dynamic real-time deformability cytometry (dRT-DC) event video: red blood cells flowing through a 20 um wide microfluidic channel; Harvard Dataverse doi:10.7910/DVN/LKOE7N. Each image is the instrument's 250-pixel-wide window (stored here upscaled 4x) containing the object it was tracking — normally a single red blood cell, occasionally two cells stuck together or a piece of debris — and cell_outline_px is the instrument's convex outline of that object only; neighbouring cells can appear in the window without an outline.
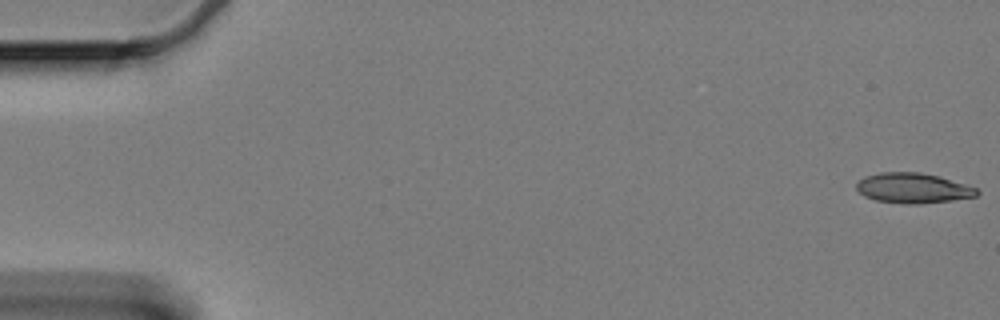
{"species": "Egyptian fruit bat (a non-hibernating species)", "species_latin": "Rousettus aegyptiacus", "temperature_condition": "cold", "stored_images_in_passage": 20, "camera_frame_rate_fps": 3000, "um_per_image_px": 0.085, "animal": {"sex": "female"}, "frame": {"image": 1, "passage_image": 1, "time_ms": 0.0, "image_size_px": [1000, 320], "cell_outline_px": [[980, 192], [976, 196], [952, 200], [920, 204], [908, 204], [876, 200], [864, 196], [856, 188], [856, 184], [864, 176], [880, 172], [920, 172], [936, 176], [976, 188]], "centroid_in_image_um": [77.56, 15.99], "position_along_channel_um": 7.4, "area_um2": 20.87}}
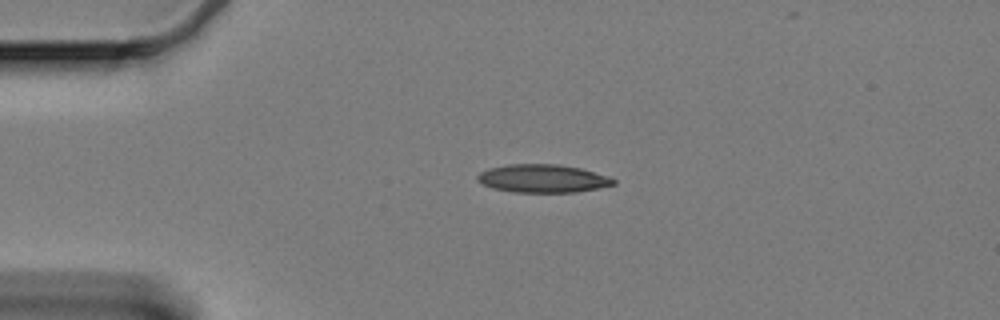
{"frame": {"image": 2, "passage_image": 14, "time_ms": 4.333, "image_size_px": [1000, 320], "cell_outline_px": [[616, 184], [576, 192], [512, 192], [492, 188], [476, 180], [476, 176], [480, 172], [488, 168], [508, 164], [560, 164], [580, 168], [608, 176], [616, 180]], "centroid_in_image_um": [46.11, 15.17], "position_along_channel_um": 38.9, "area_um2": 22.31}}